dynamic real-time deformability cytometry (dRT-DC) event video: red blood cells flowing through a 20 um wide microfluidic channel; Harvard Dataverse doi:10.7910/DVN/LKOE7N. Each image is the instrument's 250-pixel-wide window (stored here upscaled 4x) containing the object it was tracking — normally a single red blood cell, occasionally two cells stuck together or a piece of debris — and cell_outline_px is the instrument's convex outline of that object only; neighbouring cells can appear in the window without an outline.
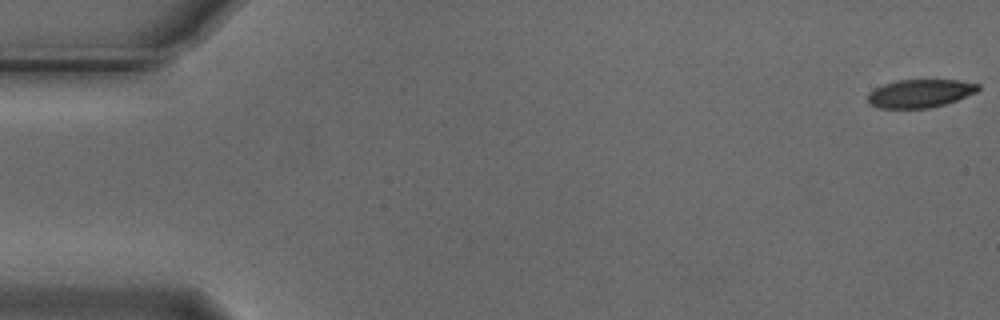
{"species": "Egyptian fruit bat (a non-hibernating species)", "species_latin": "Rousettus aegyptiacus", "temperature_condition": "cold", "stored_images_in_passage": 55, "camera_frame_rate_fps": 3000, "um_per_image_px": 0.085, "animal": {"sex": "male"}, "frame": {"image": 1, "passage_image": 1, "time_ms": 0.0, "image_size_px": [1000, 320], "cell_outline_px": [[980, 88], [976, 92], [956, 100], [944, 104], [928, 108], [880, 108], [868, 104], [868, 92], [884, 84], [896, 80], [960, 80], [980, 84]], "centroid_in_image_um": [78.19, 7.93], "position_along_channel_um": 6.8, "area_um2": 18.09}}
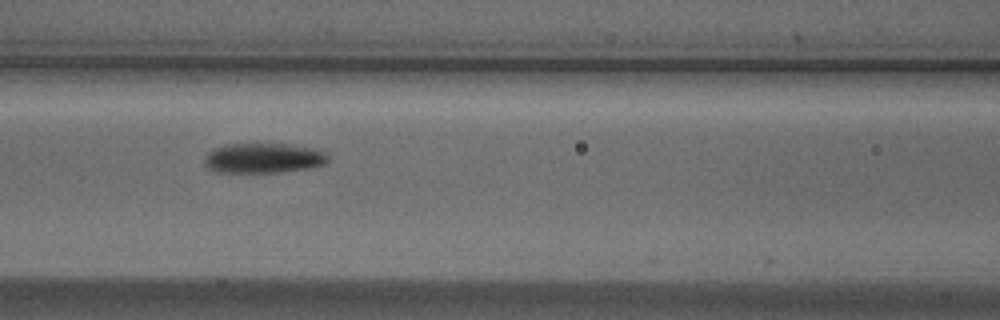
{"frame": {"image": 2, "passage_image": 24, "time_ms": 7.667, "image_size_px": [1000, 320], "cell_outline_px": [[328, 160], [324, 164], [308, 168], [280, 172], [220, 172], [208, 168], [204, 164], [204, 156], [208, 152], [216, 148], [228, 144], [284, 144], [320, 148], [328, 156]], "centroid_in_image_um": [22.41, 13.43], "position_along_channel_um": 144.2, "area_um2": 21.56}}
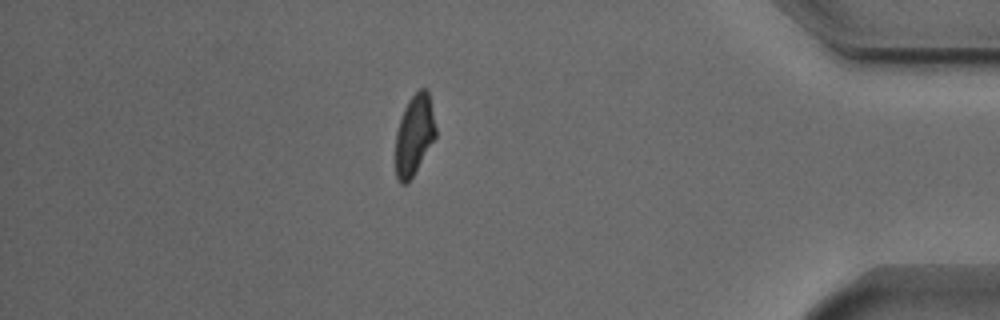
{"frame": {"image": 3, "passage_image": 48, "time_ms": 15.667, "image_size_px": [1000, 320], "cell_outline_px": [[436, 136], [408, 184], [400, 184], [396, 180], [396, 132], [404, 108], [408, 100], [420, 88], [424, 88], [428, 92], [436, 128]], "centroid_in_image_um": [35.2, 11.5], "position_along_channel_um": 400.0, "area_um2": 18.67}, "authors_computed_cell_mechanics": {"area_um2": 20.3456, "velocity_mm_per_s": 3.7132, "shape_relaxation_time_tau1_ms": 4.7974, "shape_relaxation_time_tau2_ms": 4.9684, "deformation_change_tau1": 0.1482, "deformation_change_tau2": 0.0884}}